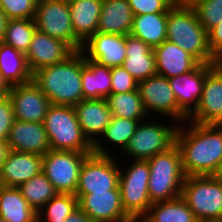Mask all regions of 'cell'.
Listing matches in <instances>:
<instances>
[{
	"label": "cell",
	"mask_w": 222,
	"mask_h": 222,
	"mask_svg": "<svg viewBox=\"0 0 222 222\" xmlns=\"http://www.w3.org/2000/svg\"><path fill=\"white\" fill-rule=\"evenodd\" d=\"M9 149L45 155L50 150L43 123L14 120L6 140Z\"/></svg>",
	"instance_id": "ffe728a7"
},
{
	"label": "cell",
	"mask_w": 222,
	"mask_h": 222,
	"mask_svg": "<svg viewBox=\"0 0 222 222\" xmlns=\"http://www.w3.org/2000/svg\"><path fill=\"white\" fill-rule=\"evenodd\" d=\"M81 85L84 99H106L111 94V68L84 56Z\"/></svg>",
	"instance_id": "484cf974"
},
{
	"label": "cell",
	"mask_w": 222,
	"mask_h": 222,
	"mask_svg": "<svg viewBox=\"0 0 222 222\" xmlns=\"http://www.w3.org/2000/svg\"><path fill=\"white\" fill-rule=\"evenodd\" d=\"M216 62L222 63V53L216 58Z\"/></svg>",
	"instance_id": "681fc988"
},
{
	"label": "cell",
	"mask_w": 222,
	"mask_h": 222,
	"mask_svg": "<svg viewBox=\"0 0 222 222\" xmlns=\"http://www.w3.org/2000/svg\"><path fill=\"white\" fill-rule=\"evenodd\" d=\"M143 218L146 222H199L181 196L153 203Z\"/></svg>",
	"instance_id": "f546056e"
},
{
	"label": "cell",
	"mask_w": 222,
	"mask_h": 222,
	"mask_svg": "<svg viewBox=\"0 0 222 222\" xmlns=\"http://www.w3.org/2000/svg\"><path fill=\"white\" fill-rule=\"evenodd\" d=\"M208 46L213 56L217 58L222 53V21L208 32Z\"/></svg>",
	"instance_id": "60d3db41"
},
{
	"label": "cell",
	"mask_w": 222,
	"mask_h": 222,
	"mask_svg": "<svg viewBox=\"0 0 222 222\" xmlns=\"http://www.w3.org/2000/svg\"><path fill=\"white\" fill-rule=\"evenodd\" d=\"M214 176H215L216 178L222 180V162H221V164H220V166H219L218 171L215 173Z\"/></svg>",
	"instance_id": "c3c4849f"
},
{
	"label": "cell",
	"mask_w": 222,
	"mask_h": 222,
	"mask_svg": "<svg viewBox=\"0 0 222 222\" xmlns=\"http://www.w3.org/2000/svg\"><path fill=\"white\" fill-rule=\"evenodd\" d=\"M83 68L84 54L79 50L63 62L35 71L32 80L51 104L74 106L84 100L81 85Z\"/></svg>",
	"instance_id": "7a4b0ae2"
},
{
	"label": "cell",
	"mask_w": 222,
	"mask_h": 222,
	"mask_svg": "<svg viewBox=\"0 0 222 222\" xmlns=\"http://www.w3.org/2000/svg\"><path fill=\"white\" fill-rule=\"evenodd\" d=\"M0 222H6L2 217H0Z\"/></svg>",
	"instance_id": "816d5d0a"
},
{
	"label": "cell",
	"mask_w": 222,
	"mask_h": 222,
	"mask_svg": "<svg viewBox=\"0 0 222 222\" xmlns=\"http://www.w3.org/2000/svg\"><path fill=\"white\" fill-rule=\"evenodd\" d=\"M43 124L50 149L93 153V145L84 136L73 106L51 104Z\"/></svg>",
	"instance_id": "5b68a950"
},
{
	"label": "cell",
	"mask_w": 222,
	"mask_h": 222,
	"mask_svg": "<svg viewBox=\"0 0 222 222\" xmlns=\"http://www.w3.org/2000/svg\"><path fill=\"white\" fill-rule=\"evenodd\" d=\"M73 107L84 136L93 145L100 139L112 118L107 100L84 99Z\"/></svg>",
	"instance_id": "44dd1931"
},
{
	"label": "cell",
	"mask_w": 222,
	"mask_h": 222,
	"mask_svg": "<svg viewBox=\"0 0 222 222\" xmlns=\"http://www.w3.org/2000/svg\"><path fill=\"white\" fill-rule=\"evenodd\" d=\"M133 19L128 0H103L97 32L128 35Z\"/></svg>",
	"instance_id": "d4e9b609"
},
{
	"label": "cell",
	"mask_w": 222,
	"mask_h": 222,
	"mask_svg": "<svg viewBox=\"0 0 222 222\" xmlns=\"http://www.w3.org/2000/svg\"><path fill=\"white\" fill-rule=\"evenodd\" d=\"M74 52L75 50L65 41L36 29L25 55L28 67L33 74L43 67L63 62Z\"/></svg>",
	"instance_id": "2e32d148"
},
{
	"label": "cell",
	"mask_w": 222,
	"mask_h": 222,
	"mask_svg": "<svg viewBox=\"0 0 222 222\" xmlns=\"http://www.w3.org/2000/svg\"><path fill=\"white\" fill-rule=\"evenodd\" d=\"M202 1L203 0H173L171 4L178 8H195Z\"/></svg>",
	"instance_id": "7bdbcfd3"
},
{
	"label": "cell",
	"mask_w": 222,
	"mask_h": 222,
	"mask_svg": "<svg viewBox=\"0 0 222 222\" xmlns=\"http://www.w3.org/2000/svg\"><path fill=\"white\" fill-rule=\"evenodd\" d=\"M63 222H95L77 207Z\"/></svg>",
	"instance_id": "b9f144b4"
},
{
	"label": "cell",
	"mask_w": 222,
	"mask_h": 222,
	"mask_svg": "<svg viewBox=\"0 0 222 222\" xmlns=\"http://www.w3.org/2000/svg\"><path fill=\"white\" fill-rule=\"evenodd\" d=\"M10 149L6 141H1L0 140V169L2 166V163L6 159Z\"/></svg>",
	"instance_id": "f6af8a7d"
},
{
	"label": "cell",
	"mask_w": 222,
	"mask_h": 222,
	"mask_svg": "<svg viewBox=\"0 0 222 222\" xmlns=\"http://www.w3.org/2000/svg\"><path fill=\"white\" fill-rule=\"evenodd\" d=\"M77 207L75 194L57 193L37 212V222H63Z\"/></svg>",
	"instance_id": "e575fe53"
},
{
	"label": "cell",
	"mask_w": 222,
	"mask_h": 222,
	"mask_svg": "<svg viewBox=\"0 0 222 222\" xmlns=\"http://www.w3.org/2000/svg\"><path fill=\"white\" fill-rule=\"evenodd\" d=\"M0 73L11 86L32 81L26 55L3 42H0Z\"/></svg>",
	"instance_id": "f1b7e54d"
},
{
	"label": "cell",
	"mask_w": 222,
	"mask_h": 222,
	"mask_svg": "<svg viewBox=\"0 0 222 222\" xmlns=\"http://www.w3.org/2000/svg\"><path fill=\"white\" fill-rule=\"evenodd\" d=\"M138 90L148 115L162 114L178 124L187 121L188 116L178 107L168 78L158 74L148 77L138 82Z\"/></svg>",
	"instance_id": "7c38bea8"
},
{
	"label": "cell",
	"mask_w": 222,
	"mask_h": 222,
	"mask_svg": "<svg viewBox=\"0 0 222 222\" xmlns=\"http://www.w3.org/2000/svg\"><path fill=\"white\" fill-rule=\"evenodd\" d=\"M194 10L207 32L222 21V0H203Z\"/></svg>",
	"instance_id": "d590c367"
},
{
	"label": "cell",
	"mask_w": 222,
	"mask_h": 222,
	"mask_svg": "<svg viewBox=\"0 0 222 222\" xmlns=\"http://www.w3.org/2000/svg\"><path fill=\"white\" fill-rule=\"evenodd\" d=\"M141 121L142 120H130L112 116L110 124L101 135L102 139H97L93 144V153L105 156L110 155V151H108V149L106 150L105 145L103 144L104 137L110 145L112 143L114 144V148L117 145L122 151H124Z\"/></svg>",
	"instance_id": "4dcf8cb0"
},
{
	"label": "cell",
	"mask_w": 222,
	"mask_h": 222,
	"mask_svg": "<svg viewBox=\"0 0 222 222\" xmlns=\"http://www.w3.org/2000/svg\"><path fill=\"white\" fill-rule=\"evenodd\" d=\"M12 86L6 81L0 73V98L7 97L11 91Z\"/></svg>",
	"instance_id": "ee69618b"
},
{
	"label": "cell",
	"mask_w": 222,
	"mask_h": 222,
	"mask_svg": "<svg viewBox=\"0 0 222 222\" xmlns=\"http://www.w3.org/2000/svg\"><path fill=\"white\" fill-rule=\"evenodd\" d=\"M131 11L135 15L168 12L172 7L170 0H128Z\"/></svg>",
	"instance_id": "f35d334b"
},
{
	"label": "cell",
	"mask_w": 222,
	"mask_h": 222,
	"mask_svg": "<svg viewBox=\"0 0 222 222\" xmlns=\"http://www.w3.org/2000/svg\"><path fill=\"white\" fill-rule=\"evenodd\" d=\"M38 0H0V9L8 19H34Z\"/></svg>",
	"instance_id": "8d00e7d4"
},
{
	"label": "cell",
	"mask_w": 222,
	"mask_h": 222,
	"mask_svg": "<svg viewBox=\"0 0 222 222\" xmlns=\"http://www.w3.org/2000/svg\"><path fill=\"white\" fill-rule=\"evenodd\" d=\"M35 31L34 19H9L2 42L26 54Z\"/></svg>",
	"instance_id": "836d02e7"
},
{
	"label": "cell",
	"mask_w": 222,
	"mask_h": 222,
	"mask_svg": "<svg viewBox=\"0 0 222 222\" xmlns=\"http://www.w3.org/2000/svg\"><path fill=\"white\" fill-rule=\"evenodd\" d=\"M181 197L199 222L222 221V180L214 175L186 176Z\"/></svg>",
	"instance_id": "8992f818"
},
{
	"label": "cell",
	"mask_w": 222,
	"mask_h": 222,
	"mask_svg": "<svg viewBox=\"0 0 222 222\" xmlns=\"http://www.w3.org/2000/svg\"><path fill=\"white\" fill-rule=\"evenodd\" d=\"M167 40L191 54L201 64H215L208 35L194 8L172 6L167 12Z\"/></svg>",
	"instance_id": "3957f363"
},
{
	"label": "cell",
	"mask_w": 222,
	"mask_h": 222,
	"mask_svg": "<svg viewBox=\"0 0 222 222\" xmlns=\"http://www.w3.org/2000/svg\"><path fill=\"white\" fill-rule=\"evenodd\" d=\"M131 161L132 164L124 172L120 165L121 203L129 217H143L152 205L148 193L150 167L147 160Z\"/></svg>",
	"instance_id": "ba28073f"
},
{
	"label": "cell",
	"mask_w": 222,
	"mask_h": 222,
	"mask_svg": "<svg viewBox=\"0 0 222 222\" xmlns=\"http://www.w3.org/2000/svg\"><path fill=\"white\" fill-rule=\"evenodd\" d=\"M184 123L178 124L175 144L185 176L215 175L222 162V125Z\"/></svg>",
	"instance_id": "6da1fadb"
},
{
	"label": "cell",
	"mask_w": 222,
	"mask_h": 222,
	"mask_svg": "<svg viewBox=\"0 0 222 222\" xmlns=\"http://www.w3.org/2000/svg\"><path fill=\"white\" fill-rule=\"evenodd\" d=\"M14 113L9 96L0 98V140L6 141L14 122Z\"/></svg>",
	"instance_id": "ab89813d"
},
{
	"label": "cell",
	"mask_w": 222,
	"mask_h": 222,
	"mask_svg": "<svg viewBox=\"0 0 222 222\" xmlns=\"http://www.w3.org/2000/svg\"><path fill=\"white\" fill-rule=\"evenodd\" d=\"M103 0H75L69 2L75 37L84 44L97 32Z\"/></svg>",
	"instance_id": "cb8c5ba5"
},
{
	"label": "cell",
	"mask_w": 222,
	"mask_h": 222,
	"mask_svg": "<svg viewBox=\"0 0 222 222\" xmlns=\"http://www.w3.org/2000/svg\"><path fill=\"white\" fill-rule=\"evenodd\" d=\"M138 90V81L123 66L111 68V93Z\"/></svg>",
	"instance_id": "74e56055"
},
{
	"label": "cell",
	"mask_w": 222,
	"mask_h": 222,
	"mask_svg": "<svg viewBox=\"0 0 222 222\" xmlns=\"http://www.w3.org/2000/svg\"><path fill=\"white\" fill-rule=\"evenodd\" d=\"M187 121L222 125V71L215 64L206 74L199 103Z\"/></svg>",
	"instance_id": "5bb4252c"
},
{
	"label": "cell",
	"mask_w": 222,
	"mask_h": 222,
	"mask_svg": "<svg viewBox=\"0 0 222 222\" xmlns=\"http://www.w3.org/2000/svg\"><path fill=\"white\" fill-rule=\"evenodd\" d=\"M89 154L50 149L43 155L42 172L57 193L76 194L80 169Z\"/></svg>",
	"instance_id": "9c48e42d"
},
{
	"label": "cell",
	"mask_w": 222,
	"mask_h": 222,
	"mask_svg": "<svg viewBox=\"0 0 222 222\" xmlns=\"http://www.w3.org/2000/svg\"><path fill=\"white\" fill-rule=\"evenodd\" d=\"M0 217L6 222H37V212L18 187L0 186Z\"/></svg>",
	"instance_id": "83f0119b"
},
{
	"label": "cell",
	"mask_w": 222,
	"mask_h": 222,
	"mask_svg": "<svg viewBox=\"0 0 222 222\" xmlns=\"http://www.w3.org/2000/svg\"><path fill=\"white\" fill-rule=\"evenodd\" d=\"M120 222H146V221L143 217H129L128 219Z\"/></svg>",
	"instance_id": "7dc6e473"
},
{
	"label": "cell",
	"mask_w": 222,
	"mask_h": 222,
	"mask_svg": "<svg viewBox=\"0 0 222 222\" xmlns=\"http://www.w3.org/2000/svg\"><path fill=\"white\" fill-rule=\"evenodd\" d=\"M8 20L9 19L7 18L5 13L0 9V42H2L3 40Z\"/></svg>",
	"instance_id": "bcb514c9"
},
{
	"label": "cell",
	"mask_w": 222,
	"mask_h": 222,
	"mask_svg": "<svg viewBox=\"0 0 222 222\" xmlns=\"http://www.w3.org/2000/svg\"><path fill=\"white\" fill-rule=\"evenodd\" d=\"M43 156L10 150L0 169V186L19 187L42 171Z\"/></svg>",
	"instance_id": "d6986e66"
},
{
	"label": "cell",
	"mask_w": 222,
	"mask_h": 222,
	"mask_svg": "<svg viewBox=\"0 0 222 222\" xmlns=\"http://www.w3.org/2000/svg\"><path fill=\"white\" fill-rule=\"evenodd\" d=\"M215 65L222 71V63L215 62Z\"/></svg>",
	"instance_id": "f907efd6"
},
{
	"label": "cell",
	"mask_w": 222,
	"mask_h": 222,
	"mask_svg": "<svg viewBox=\"0 0 222 222\" xmlns=\"http://www.w3.org/2000/svg\"><path fill=\"white\" fill-rule=\"evenodd\" d=\"M150 167L148 193L151 204L181 196L185 174L176 144L147 160Z\"/></svg>",
	"instance_id": "277c9868"
},
{
	"label": "cell",
	"mask_w": 222,
	"mask_h": 222,
	"mask_svg": "<svg viewBox=\"0 0 222 222\" xmlns=\"http://www.w3.org/2000/svg\"><path fill=\"white\" fill-rule=\"evenodd\" d=\"M36 29L68 43L75 51L83 44L75 37L66 0H38L34 17Z\"/></svg>",
	"instance_id": "30bf717a"
},
{
	"label": "cell",
	"mask_w": 222,
	"mask_h": 222,
	"mask_svg": "<svg viewBox=\"0 0 222 222\" xmlns=\"http://www.w3.org/2000/svg\"><path fill=\"white\" fill-rule=\"evenodd\" d=\"M214 64L199 63L192 71L169 78L178 107L189 116L197 107L202 95L206 74Z\"/></svg>",
	"instance_id": "ac0fdd59"
},
{
	"label": "cell",
	"mask_w": 222,
	"mask_h": 222,
	"mask_svg": "<svg viewBox=\"0 0 222 222\" xmlns=\"http://www.w3.org/2000/svg\"><path fill=\"white\" fill-rule=\"evenodd\" d=\"M155 119L153 121L144 119L138 124L126 149L122 152L132 157L131 160H148L158 153L165 152L175 144L178 128V125L174 126L176 122L169 125L164 122H155Z\"/></svg>",
	"instance_id": "52a82bcc"
},
{
	"label": "cell",
	"mask_w": 222,
	"mask_h": 222,
	"mask_svg": "<svg viewBox=\"0 0 222 222\" xmlns=\"http://www.w3.org/2000/svg\"><path fill=\"white\" fill-rule=\"evenodd\" d=\"M84 56L101 66H122L126 58V35L96 32L82 46Z\"/></svg>",
	"instance_id": "e0dca14e"
},
{
	"label": "cell",
	"mask_w": 222,
	"mask_h": 222,
	"mask_svg": "<svg viewBox=\"0 0 222 222\" xmlns=\"http://www.w3.org/2000/svg\"><path fill=\"white\" fill-rule=\"evenodd\" d=\"M75 196L78 207L95 222H120L129 218L122 207L119 186L114 190Z\"/></svg>",
	"instance_id": "9a60e30c"
},
{
	"label": "cell",
	"mask_w": 222,
	"mask_h": 222,
	"mask_svg": "<svg viewBox=\"0 0 222 222\" xmlns=\"http://www.w3.org/2000/svg\"><path fill=\"white\" fill-rule=\"evenodd\" d=\"M112 155L89 154L80 169L76 194L114 190L119 186L120 166Z\"/></svg>",
	"instance_id": "8fae6325"
},
{
	"label": "cell",
	"mask_w": 222,
	"mask_h": 222,
	"mask_svg": "<svg viewBox=\"0 0 222 222\" xmlns=\"http://www.w3.org/2000/svg\"><path fill=\"white\" fill-rule=\"evenodd\" d=\"M130 34L154 49L167 40V12L135 15Z\"/></svg>",
	"instance_id": "4316f807"
},
{
	"label": "cell",
	"mask_w": 222,
	"mask_h": 222,
	"mask_svg": "<svg viewBox=\"0 0 222 222\" xmlns=\"http://www.w3.org/2000/svg\"><path fill=\"white\" fill-rule=\"evenodd\" d=\"M8 96L15 120L43 123L51 103L33 80L12 86Z\"/></svg>",
	"instance_id": "4fadbf2b"
},
{
	"label": "cell",
	"mask_w": 222,
	"mask_h": 222,
	"mask_svg": "<svg viewBox=\"0 0 222 222\" xmlns=\"http://www.w3.org/2000/svg\"><path fill=\"white\" fill-rule=\"evenodd\" d=\"M112 116L130 119L144 120L149 118L139 90L126 93H111L106 98Z\"/></svg>",
	"instance_id": "1f68e13d"
},
{
	"label": "cell",
	"mask_w": 222,
	"mask_h": 222,
	"mask_svg": "<svg viewBox=\"0 0 222 222\" xmlns=\"http://www.w3.org/2000/svg\"><path fill=\"white\" fill-rule=\"evenodd\" d=\"M157 74L166 78L192 71L199 62L188 52L168 40L154 49Z\"/></svg>",
	"instance_id": "7402d4cb"
},
{
	"label": "cell",
	"mask_w": 222,
	"mask_h": 222,
	"mask_svg": "<svg viewBox=\"0 0 222 222\" xmlns=\"http://www.w3.org/2000/svg\"><path fill=\"white\" fill-rule=\"evenodd\" d=\"M18 188L22 196L36 212L57 194L52 183L42 171Z\"/></svg>",
	"instance_id": "d6a6232c"
},
{
	"label": "cell",
	"mask_w": 222,
	"mask_h": 222,
	"mask_svg": "<svg viewBox=\"0 0 222 222\" xmlns=\"http://www.w3.org/2000/svg\"><path fill=\"white\" fill-rule=\"evenodd\" d=\"M122 66L138 82L157 74L154 50L131 34L126 35V58Z\"/></svg>",
	"instance_id": "603a6c76"
}]
</instances>
